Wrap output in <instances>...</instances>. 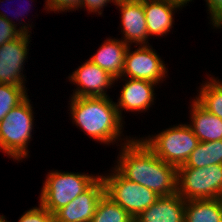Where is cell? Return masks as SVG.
<instances>
[{
  "label": "cell",
  "mask_w": 222,
  "mask_h": 222,
  "mask_svg": "<svg viewBox=\"0 0 222 222\" xmlns=\"http://www.w3.org/2000/svg\"><path fill=\"white\" fill-rule=\"evenodd\" d=\"M126 141L114 169L160 197L176 194L177 168L157 157L142 140Z\"/></svg>",
  "instance_id": "cell-1"
},
{
  "label": "cell",
  "mask_w": 222,
  "mask_h": 222,
  "mask_svg": "<svg viewBox=\"0 0 222 222\" xmlns=\"http://www.w3.org/2000/svg\"><path fill=\"white\" fill-rule=\"evenodd\" d=\"M71 116L76 125L91 138L106 144L121 135L122 118L108 97H74L70 100Z\"/></svg>",
  "instance_id": "cell-2"
},
{
  "label": "cell",
  "mask_w": 222,
  "mask_h": 222,
  "mask_svg": "<svg viewBox=\"0 0 222 222\" xmlns=\"http://www.w3.org/2000/svg\"><path fill=\"white\" fill-rule=\"evenodd\" d=\"M28 96L0 121V149L15 160L28 156L33 112Z\"/></svg>",
  "instance_id": "cell-3"
},
{
  "label": "cell",
  "mask_w": 222,
  "mask_h": 222,
  "mask_svg": "<svg viewBox=\"0 0 222 222\" xmlns=\"http://www.w3.org/2000/svg\"><path fill=\"white\" fill-rule=\"evenodd\" d=\"M99 176L51 171L44 182L40 203L52 214L86 191Z\"/></svg>",
  "instance_id": "cell-4"
},
{
  "label": "cell",
  "mask_w": 222,
  "mask_h": 222,
  "mask_svg": "<svg viewBox=\"0 0 222 222\" xmlns=\"http://www.w3.org/2000/svg\"><path fill=\"white\" fill-rule=\"evenodd\" d=\"M142 141L157 157L176 168L185 164L200 142L187 124L168 128Z\"/></svg>",
  "instance_id": "cell-5"
},
{
  "label": "cell",
  "mask_w": 222,
  "mask_h": 222,
  "mask_svg": "<svg viewBox=\"0 0 222 222\" xmlns=\"http://www.w3.org/2000/svg\"><path fill=\"white\" fill-rule=\"evenodd\" d=\"M177 194L186 201L220 198L222 164L203 168H177Z\"/></svg>",
  "instance_id": "cell-6"
},
{
  "label": "cell",
  "mask_w": 222,
  "mask_h": 222,
  "mask_svg": "<svg viewBox=\"0 0 222 222\" xmlns=\"http://www.w3.org/2000/svg\"><path fill=\"white\" fill-rule=\"evenodd\" d=\"M113 172L109 176H101L105 194L134 219L160 198L152 190L126 179L116 169Z\"/></svg>",
  "instance_id": "cell-7"
},
{
  "label": "cell",
  "mask_w": 222,
  "mask_h": 222,
  "mask_svg": "<svg viewBox=\"0 0 222 222\" xmlns=\"http://www.w3.org/2000/svg\"><path fill=\"white\" fill-rule=\"evenodd\" d=\"M130 51V46H128L122 77L128 76L156 84L165 77L167 73L165 64L149 45H140L137 50Z\"/></svg>",
  "instance_id": "cell-8"
},
{
  "label": "cell",
  "mask_w": 222,
  "mask_h": 222,
  "mask_svg": "<svg viewBox=\"0 0 222 222\" xmlns=\"http://www.w3.org/2000/svg\"><path fill=\"white\" fill-rule=\"evenodd\" d=\"M29 37L30 34L21 33L0 47V83L24 86L25 78L21 71L29 50Z\"/></svg>",
  "instance_id": "cell-9"
},
{
  "label": "cell",
  "mask_w": 222,
  "mask_h": 222,
  "mask_svg": "<svg viewBox=\"0 0 222 222\" xmlns=\"http://www.w3.org/2000/svg\"><path fill=\"white\" fill-rule=\"evenodd\" d=\"M105 194V184L101 175L83 193L55 214L56 222H91L99 200Z\"/></svg>",
  "instance_id": "cell-10"
},
{
  "label": "cell",
  "mask_w": 222,
  "mask_h": 222,
  "mask_svg": "<svg viewBox=\"0 0 222 222\" xmlns=\"http://www.w3.org/2000/svg\"><path fill=\"white\" fill-rule=\"evenodd\" d=\"M69 79L79 86L74 97H108L105 89L115 82L114 77L90 60L74 71Z\"/></svg>",
  "instance_id": "cell-11"
},
{
  "label": "cell",
  "mask_w": 222,
  "mask_h": 222,
  "mask_svg": "<svg viewBox=\"0 0 222 222\" xmlns=\"http://www.w3.org/2000/svg\"><path fill=\"white\" fill-rule=\"evenodd\" d=\"M121 10L122 32L128 46L131 43L147 45L148 30L143 7V0H117L115 5Z\"/></svg>",
  "instance_id": "cell-12"
},
{
  "label": "cell",
  "mask_w": 222,
  "mask_h": 222,
  "mask_svg": "<svg viewBox=\"0 0 222 222\" xmlns=\"http://www.w3.org/2000/svg\"><path fill=\"white\" fill-rule=\"evenodd\" d=\"M124 79L127 83L122 87L120 99L115 106L118 109L119 115L122 118V110L129 111H145L148 110L151 103L154 101V85L156 83L146 80ZM123 108V109H122Z\"/></svg>",
  "instance_id": "cell-13"
},
{
  "label": "cell",
  "mask_w": 222,
  "mask_h": 222,
  "mask_svg": "<svg viewBox=\"0 0 222 222\" xmlns=\"http://www.w3.org/2000/svg\"><path fill=\"white\" fill-rule=\"evenodd\" d=\"M185 4L178 0H143L148 35H166L173 23V11Z\"/></svg>",
  "instance_id": "cell-14"
},
{
  "label": "cell",
  "mask_w": 222,
  "mask_h": 222,
  "mask_svg": "<svg viewBox=\"0 0 222 222\" xmlns=\"http://www.w3.org/2000/svg\"><path fill=\"white\" fill-rule=\"evenodd\" d=\"M186 200L177 193L160 197L144 210L134 222H184Z\"/></svg>",
  "instance_id": "cell-15"
},
{
  "label": "cell",
  "mask_w": 222,
  "mask_h": 222,
  "mask_svg": "<svg viewBox=\"0 0 222 222\" xmlns=\"http://www.w3.org/2000/svg\"><path fill=\"white\" fill-rule=\"evenodd\" d=\"M107 40L89 60L117 80L122 77L128 45L122 40Z\"/></svg>",
  "instance_id": "cell-16"
},
{
  "label": "cell",
  "mask_w": 222,
  "mask_h": 222,
  "mask_svg": "<svg viewBox=\"0 0 222 222\" xmlns=\"http://www.w3.org/2000/svg\"><path fill=\"white\" fill-rule=\"evenodd\" d=\"M189 125L200 142L222 140V119L208 112L195 99L192 102Z\"/></svg>",
  "instance_id": "cell-17"
},
{
  "label": "cell",
  "mask_w": 222,
  "mask_h": 222,
  "mask_svg": "<svg viewBox=\"0 0 222 222\" xmlns=\"http://www.w3.org/2000/svg\"><path fill=\"white\" fill-rule=\"evenodd\" d=\"M184 222H222L220 198L186 201Z\"/></svg>",
  "instance_id": "cell-18"
},
{
  "label": "cell",
  "mask_w": 222,
  "mask_h": 222,
  "mask_svg": "<svg viewBox=\"0 0 222 222\" xmlns=\"http://www.w3.org/2000/svg\"><path fill=\"white\" fill-rule=\"evenodd\" d=\"M222 164V140L199 142L184 165L178 168H203Z\"/></svg>",
  "instance_id": "cell-19"
},
{
  "label": "cell",
  "mask_w": 222,
  "mask_h": 222,
  "mask_svg": "<svg viewBox=\"0 0 222 222\" xmlns=\"http://www.w3.org/2000/svg\"><path fill=\"white\" fill-rule=\"evenodd\" d=\"M135 219L106 194L102 196L96 207L91 222H134Z\"/></svg>",
  "instance_id": "cell-20"
},
{
  "label": "cell",
  "mask_w": 222,
  "mask_h": 222,
  "mask_svg": "<svg viewBox=\"0 0 222 222\" xmlns=\"http://www.w3.org/2000/svg\"><path fill=\"white\" fill-rule=\"evenodd\" d=\"M204 84L195 100L208 112L222 119V83L210 77V81Z\"/></svg>",
  "instance_id": "cell-21"
},
{
  "label": "cell",
  "mask_w": 222,
  "mask_h": 222,
  "mask_svg": "<svg viewBox=\"0 0 222 222\" xmlns=\"http://www.w3.org/2000/svg\"><path fill=\"white\" fill-rule=\"evenodd\" d=\"M25 86L0 83V121L26 97Z\"/></svg>",
  "instance_id": "cell-22"
},
{
  "label": "cell",
  "mask_w": 222,
  "mask_h": 222,
  "mask_svg": "<svg viewBox=\"0 0 222 222\" xmlns=\"http://www.w3.org/2000/svg\"><path fill=\"white\" fill-rule=\"evenodd\" d=\"M14 23L7 17V14L0 13V47L6 42L16 39L21 33H29L28 25L17 29V25Z\"/></svg>",
  "instance_id": "cell-23"
},
{
  "label": "cell",
  "mask_w": 222,
  "mask_h": 222,
  "mask_svg": "<svg viewBox=\"0 0 222 222\" xmlns=\"http://www.w3.org/2000/svg\"><path fill=\"white\" fill-rule=\"evenodd\" d=\"M19 222H55V217L40 203L39 207L26 211Z\"/></svg>",
  "instance_id": "cell-24"
},
{
  "label": "cell",
  "mask_w": 222,
  "mask_h": 222,
  "mask_svg": "<svg viewBox=\"0 0 222 222\" xmlns=\"http://www.w3.org/2000/svg\"><path fill=\"white\" fill-rule=\"evenodd\" d=\"M46 8L51 11H65L68 9H78L82 6V0H47Z\"/></svg>",
  "instance_id": "cell-25"
},
{
  "label": "cell",
  "mask_w": 222,
  "mask_h": 222,
  "mask_svg": "<svg viewBox=\"0 0 222 222\" xmlns=\"http://www.w3.org/2000/svg\"><path fill=\"white\" fill-rule=\"evenodd\" d=\"M211 21L217 28L222 24V0H206Z\"/></svg>",
  "instance_id": "cell-26"
},
{
  "label": "cell",
  "mask_w": 222,
  "mask_h": 222,
  "mask_svg": "<svg viewBox=\"0 0 222 222\" xmlns=\"http://www.w3.org/2000/svg\"><path fill=\"white\" fill-rule=\"evenodd\" d=\"M114 2L116 3L117 0H82V7H87L88 11L90 12H98V14H102L101 8H103V6H106L107 3Z\"/></svg>",
  "instance_id": "cell-27"
},
{
  "label": "cell",
  "mask_w": 222,
  "mask_h": 222,
  "mask_svg": "<svg viewBox=\"0 0 222 222\" xmlns=\"http://www.w3.org/2000/svg\"><path fill=\"white\" fill-rule=\"evenodd\" d=\"M178 1H181L182 3H184L186 5L187 2L189 3V1H192V0H178Z\"/></svg>",
  "instance_id": "cell-28"
},
{
  "label": "cell",
  "mask_w": 222,
  "mask_h": 222,
  "mask_svg": "<svg viewBox=\"0 0 222 222\" xmlns=\"http://www.w3.org/2000/svg\"><path fill=\"white\" fill-rule=\"evenodd\" d=\"M0 222H7L4 216H0Z\"/></svg>",
  "instance_id": "cell-29"
}]
</instances>
